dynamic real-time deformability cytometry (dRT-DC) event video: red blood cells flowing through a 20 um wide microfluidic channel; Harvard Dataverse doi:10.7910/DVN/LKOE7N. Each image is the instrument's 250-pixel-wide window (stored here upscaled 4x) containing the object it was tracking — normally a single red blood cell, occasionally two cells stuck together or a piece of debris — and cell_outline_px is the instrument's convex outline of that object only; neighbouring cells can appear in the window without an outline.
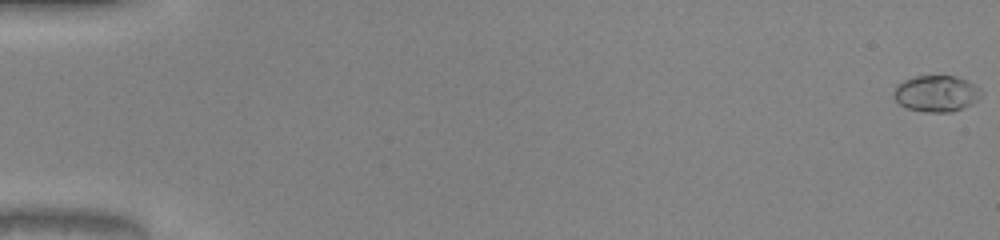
{"species": "common noctule bat (a hibernating species)", "species_latin": "Nyctalus noctula", "temperature_condition": "warm", "stored_images_in_passage": 52, "camera_frame_rate_fps": 3000, "um_per_image_px": 0.085, "animal": {"sex": "male", "body_mass_g": 20.0, "forearm_length_mm": 53.3}, "frame": {"image": 1, "passage_image": 1, "time_ms": 0.0, "image_size_px": [1000, 240], "cell_outline_px": [[984, 92], [972, 104], [952, 112], [924, 112], [908, 108], [900, 104], [892, 96], [892, 92], [896, 84], [904, 80], [916, 76], [956, 76], [968, 80], [976, 84]], "centroid_in_image_um": [79.59, 7.94], "position_along_channel_um": 5.4, "area_um2": 18.79}}
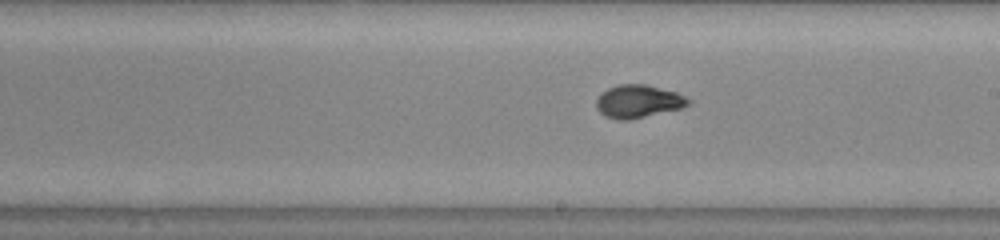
{"frame": {"image": 2, "passage_image": 31, "time_ms": 10.0, "image_size_px": [1000, 240], "cell_outline_px": [[692, 104], [680, 108], [628, 120], [620, 120], [604, 116], [596, 108], [596, 100], [608, 88], [620, 84], [644, 84], [676, 92], [692, 100]], "centroid_in_image_um": [54.26, 8.62], "position_along_channel_um": 234.7, "area_um2": 17.46}}
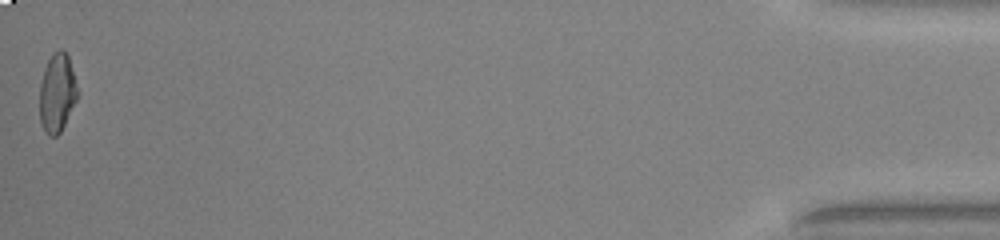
{"frame": {"image": 3, "passage_image": 52, "time_ms": 17.0, "image_size_px": [1000, 240], "cell_outline_px": [[80, 92], [60, 132], [56, 136], [48, 136], [44, 132], [40, 124], [40, 84], [44, 68], [52, 52], [60, 48], [68, 56]], "centroid_in_image_um": [4.85, 7.89], "position_along_channel_um": 430.3, "area_um2": 17.51}, "authors_computed_cell_mechanics": {"area_um2": 17.4845, "velocity_mm_per_s": 4.1064, "shape_relaxation_time_tau1_ms": 4.1279, "shape_relaxation_time_tau2_ms": null, "deformation_change_tau1": 0.2107, "deformation_change_tau2": null}}